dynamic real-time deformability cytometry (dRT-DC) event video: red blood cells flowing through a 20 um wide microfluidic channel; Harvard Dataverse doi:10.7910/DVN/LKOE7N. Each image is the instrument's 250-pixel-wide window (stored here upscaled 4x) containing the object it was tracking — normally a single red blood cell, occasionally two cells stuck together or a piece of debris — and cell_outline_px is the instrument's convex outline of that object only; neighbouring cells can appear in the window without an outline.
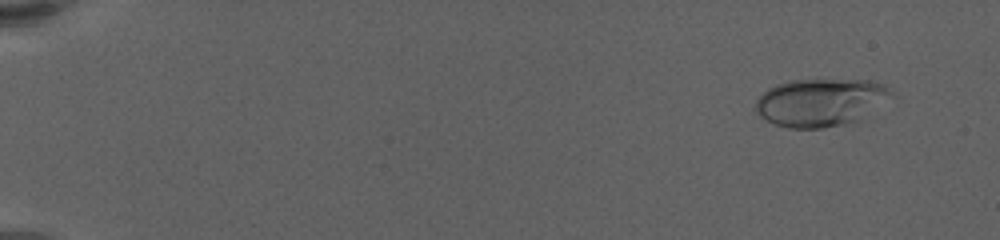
{"species": "human", "species_latin": "Homo sapiens", "temperature_condition": "warm", "stored_images_in_passage": 63, "camera_frame_rate_fps": 3000, "um_per_image_px": 0.085, "donor": {"sex": "female"}, "frame": {"image": 1, "passage_image": 5, "time_ms": 1.333, "image_size_px": [1000, 240], "cell_outline_px": [[896, 96], [860, 120], [820, 128], [788, 128], [764, 120], [756, 112], [756, 100], [768, 88], [776, 84], [792, 80], [872, 80], [884, 84]], "centroid_in_image_um": [69.79, 8.69], "position_along_channel_um": 15.2, "area_um2": 37.97}}
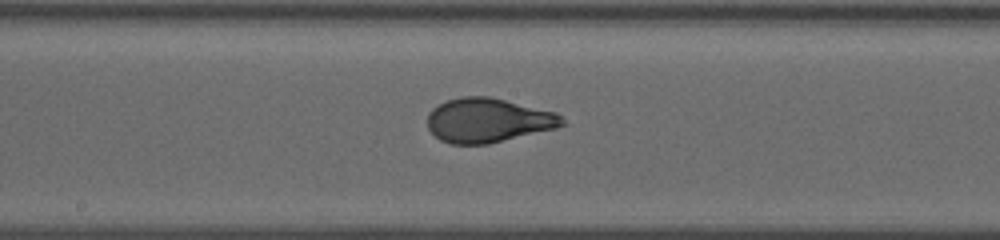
{"frame": {"image": 2, "passage_image": 36, "time_ms": 11.667, "image_size_px": [1000, 240], "cell_outline_px": [[568, 124], [556, 128], [488, 144], [452, 144], [440, 140], [428, 128], [428, 112], [432, 108], [448, 100], [464, 96], [488, 96], [556, 112]], "centroid_in_image_um": [41.49, 10.23], "position_along_channel_um": 206.7, "area_um2": 34.62}}
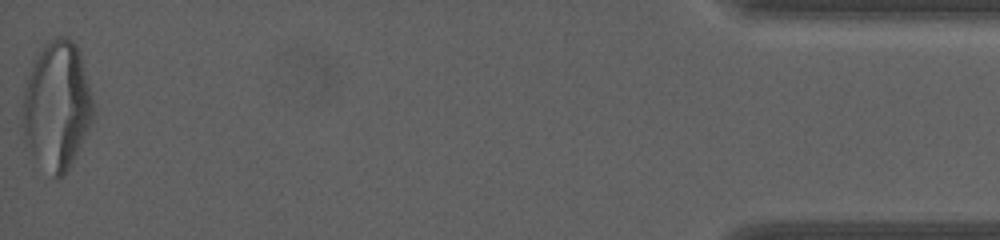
{"frame": {"image": 3, "passage_image": 63, "time_ms": 20.667, "image_size_px": [1000, 240], "cell_outline_px": [[92, 120], [68, 168], [60, 176], [52, 176], [36, 160], [24, 140], [24, 88], [32, 64], [44, 44], [60, 36], [64, 36], [72, 40], [76, 44], [80, 52], [92, 100]], "centroid_in_image_um": [4.82, 8.94], "position_along_channel_um": 430.4, "area_um2": 51.38}, "authors_computed_cell_mechanics": {"area_um2": 35.6048, "velocity_mm_per_s": 3.3899, "shape_relaxation_time_tau1_ms": 4.4948, "shape_relaxation_time_tau2_ms": null, "deformation_change_tau1": 0.1838, "deformation_change_tau2": null}}